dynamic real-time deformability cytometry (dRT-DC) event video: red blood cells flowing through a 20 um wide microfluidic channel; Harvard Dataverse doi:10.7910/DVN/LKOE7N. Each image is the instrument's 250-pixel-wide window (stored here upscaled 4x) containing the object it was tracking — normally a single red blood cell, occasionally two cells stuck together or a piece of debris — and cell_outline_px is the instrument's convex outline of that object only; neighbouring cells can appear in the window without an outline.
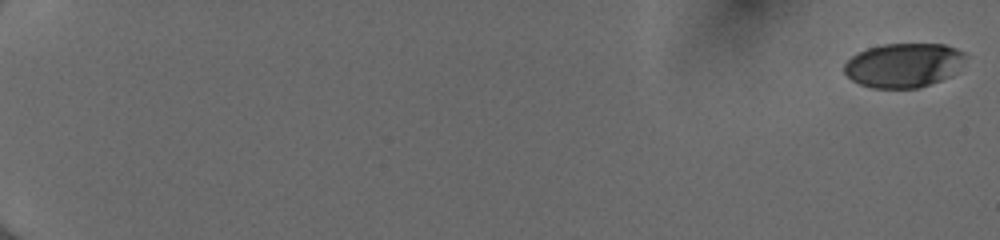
{"species": "human", "species_latin": "Homo sapiens", "temperature_condition": "cold", "stored_images_in_passage": 54, "camera_frame_rate_fps": 3000, "um_per_image_px": 0.085, "donor": {"sex": "female"}, "frame": {"image": 1, "passage_image": 1, "time_ms": 0.0, "image_size_px": [1000, 240], "cell_outline_px": [[964, 56], [952, 76], [920, 88], [872, 88], [860, 84], [852, 80], [844, 72], [844, 64], [852, 56], [868, 48], [884, 44], [944, 44], [956, 48], [964, 52]], "centroid_in_image_um": [76.78, 5.55], "position_along_channel_um": 8.2, "area_um2": 31.04}}
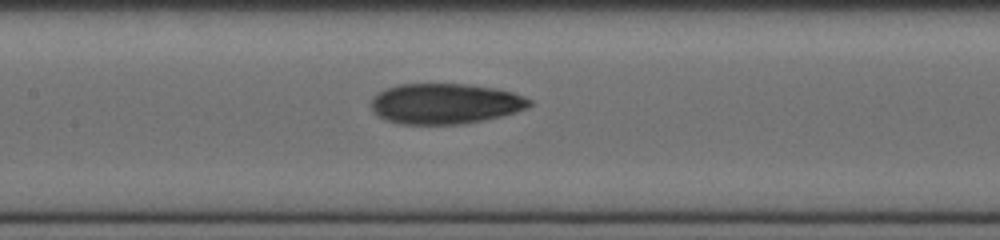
{"frame": {"image": 2, "passage_image": 30, "time_ms": 9.667, "image_size_px": [1000, 240], "cell_outline_px": [[532, 104], [528, 108], [516, 112], [500, 116], [460, 124], [400, 124], [388, 120], [372, 112], [368, 104], [372, 96], [384, 88], [396, 84], [468, 84], [496, 88], [512, 92], [524, 96], [532, 100]], "centroid_in_image_um": [37.79, 8.8], "position_along_channel_um": 169.6, "area_um2": 37.69}}
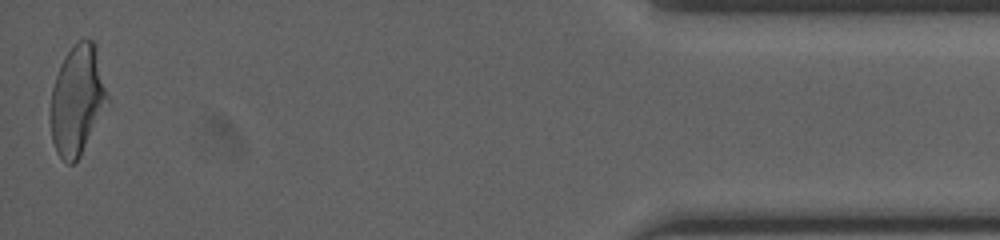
{"frame": {"image": 3, "passage_image": 54, "time_ms": 17.667, "image_size_px": [1000, 240], "cell_outline_px": [[108, 100], [80, 156], [72, 164], [68, 164], [56, 152], [52, 140], [52, 88], [60, 64], [64, 56], [72, 44], [80, 40], [92, 40], [96, 44], [108, 96]], "centroid_in_image_um": [6.57, 8.46], "position_along_channel_um": 428.6, "area_um2": 35.6}, "authors_computed_cell_mechanics": {"area_um2": 36.0961, "velocity_mm_per_s": 4.0567, "shape_relaxation_time_tau1_ms": 4.8876, "shape_relaxation_time_tau2_ms": 1.7498, "deformation_change_tau1": 0.1834, "deformation_change_tau2": 0.0802}}